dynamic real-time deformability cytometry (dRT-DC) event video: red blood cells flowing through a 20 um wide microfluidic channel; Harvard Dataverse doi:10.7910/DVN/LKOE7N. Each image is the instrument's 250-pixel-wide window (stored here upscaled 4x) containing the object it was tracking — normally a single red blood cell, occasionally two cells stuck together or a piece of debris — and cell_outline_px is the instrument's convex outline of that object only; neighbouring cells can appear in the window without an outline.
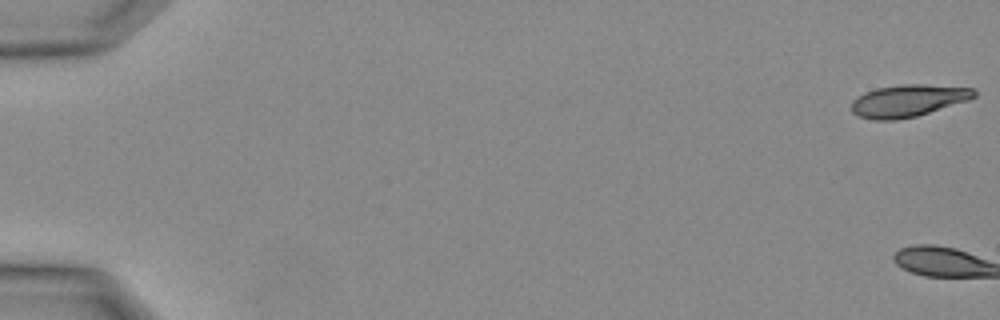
{"species": "Egyptian fruit bat (a non-hibernating species)", "species_latin": "Rousettus aegyptiacus", "temperature_condition": "warm", "stored_images_in_passage": 2, "camera_frame_rate_fps": 3000, "um_per_image_px": 0.085, "animal": {"sex": "female"}, "frame": {"image": 1, "passage_image": 1, "time_ms": 0.0, "image_size_px": [1000, 320], "cell_outline_px": [[976, 96], [968, 100], [916, 116], [896, 120], [872, 120], [856, 116], [852, 112], [852, 100], [856, 96], [864, 92], [876, 88], [900, 84], [924, 84], [972, 88], [976, 92]], "centroid_in_image_um": [77.13, 8.56], "position_along_channel_um": 7.9, "area_um2": 23.06}}